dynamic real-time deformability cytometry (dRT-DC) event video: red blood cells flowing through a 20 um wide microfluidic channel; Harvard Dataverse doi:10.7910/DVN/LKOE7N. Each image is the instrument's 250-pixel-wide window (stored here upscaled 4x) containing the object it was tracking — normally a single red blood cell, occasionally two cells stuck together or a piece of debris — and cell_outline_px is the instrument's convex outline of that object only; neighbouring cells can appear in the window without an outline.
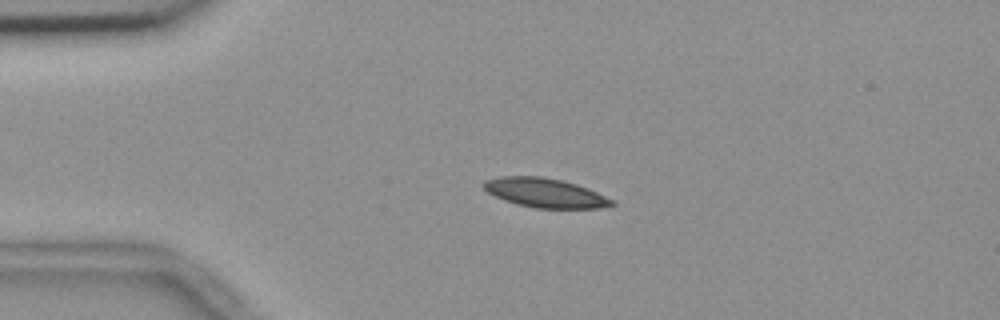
{"species": "common noctule bat (a hibernating species)", "species_latin": "Nyctalus noctula", "temperature_condition": "room temperature", "stored_images_in_passage": 3, "camera_frame_rate_fps": 3000, "um_per_image_px": 0.085, "animal": {"sex": "female", "body_mass_g": 18.4}, "frame": {"image": 1, "passage_image": 2, "time_ms": 0.333, "image_size_px": [1000, 320], "cell_outline_px": [[616, 204], [600, 208], [536, 208], [516, 204], [504, 200], [488, 192], [480, 184], [484, 180], [500, 176], [540, 176], [560, 180], [576, 184], [588, 188], [616, 200]], "centroid_in_image_um": [46.34, 16.39], "position_along_channel_um": 38.7, "area_um2": 21.96}}